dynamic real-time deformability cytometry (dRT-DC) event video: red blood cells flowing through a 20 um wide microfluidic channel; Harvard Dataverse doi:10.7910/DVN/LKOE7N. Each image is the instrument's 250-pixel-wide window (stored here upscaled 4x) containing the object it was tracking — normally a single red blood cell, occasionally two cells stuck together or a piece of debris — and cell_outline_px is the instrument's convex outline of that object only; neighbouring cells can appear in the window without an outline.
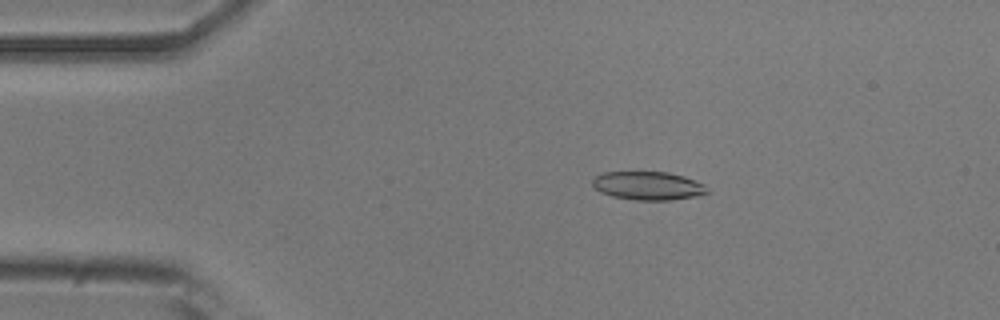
{"species": "common noctule bat (a hibernating species)", "species_latin": "Nyctalus noctula", "temperature_condition": "room temperature", "stored_images_in_passage": 48, "camera_frame_rate_fps": 3000, "um_per_image_px": 0.085, "animal": {"sex": "male", "body_mass_g": 20.5, "forearm_length_mm": 52.5}, "frame": {"image": 1, "passage_image": 5, "time_ms": 1.333, "image_size_px": [1000, 320], "cell_outline_px": [[708, 192], [696, 196], [668, 200], [636, 200], [612, 196], [600, 192], [592, 184], [592, 180], [596, 176], [604, 172], [668, 172], [684, 176], [704, 184], [708, 188]], "centroid_in_image_um": [55.08, 15.78], "position_along_channel_um": 29.9, "area_um2": 18.9}}
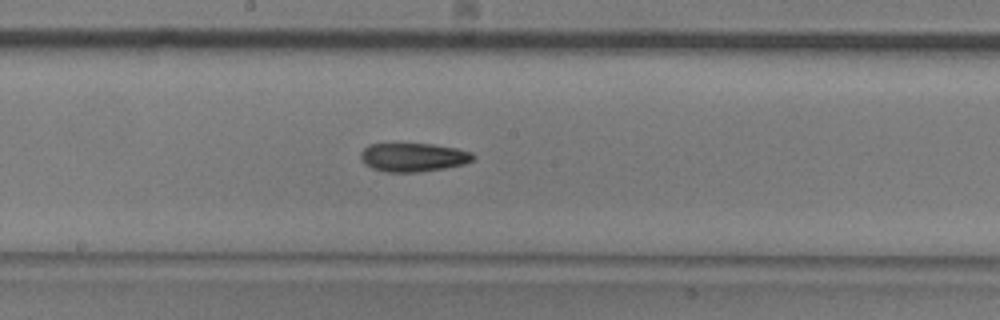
{"frame": {"image": 2, "passage_image": 23, "time_ms": 7.333, "image_size_px": [1000, 320], "cell_outline_px": [[476, 156], [472, 160], [464, 164], [444, 168], [420, 172], [388, 172], [372, 168], [364, 164], [360, 160], [360, 152], [368, 144], [432, 144], [456, 148], [472, 152]], "centroid_in_image_um": [35.11, 13.37], "position_along_channel_um": 213.1, "area_um2": 18.84}}
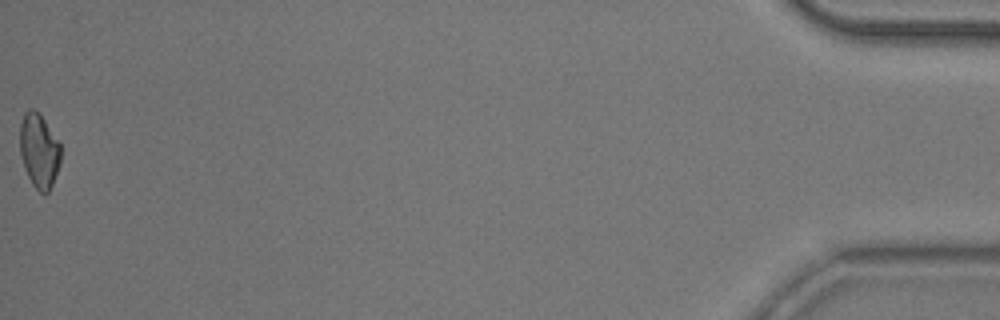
{"frame": {"image": 3, "passage_image": 48, "time_ms": 15.667, "image_size_px": [1000, 320], "cell_outline_px": [[60, 164], [52, 184], [48, 192], [44, 196], [32, 184], [24, 168], [20, 156], [20, 124], [24, 112], [28, 108], [32, 108], [40, 112], [60, 144]], "centroid_in_image_um": [3.31, 12.79], "position_along_channel_um": 431.9, "area_um2": 17.86}, "authors_computed_cell_mechanics": {"area_um2": 18.6116, "velocity_mm_per_s": 3.8492, "shape_relaxation_time_tau1_ms": 10.8725, "shape_relaxation_time_tau2_ms": 9.8637, "deformation_change_tau1": 0.2115, "deformation_change_tau2": 0.1996}}